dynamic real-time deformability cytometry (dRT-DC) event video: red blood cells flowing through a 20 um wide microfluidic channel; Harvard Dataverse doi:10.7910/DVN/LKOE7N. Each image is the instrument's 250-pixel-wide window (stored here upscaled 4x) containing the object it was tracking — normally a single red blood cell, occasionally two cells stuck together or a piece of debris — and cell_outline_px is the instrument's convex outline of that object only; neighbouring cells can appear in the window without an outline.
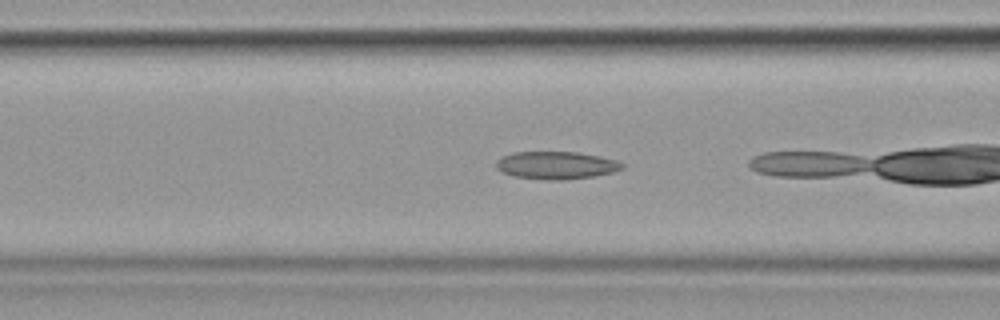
{"species": "common noctule bat (a hibernating species)", "species_latin": "Nyctalus noctula", "temperature_condition": "cold", "stored_images_in_passage": 17, "camera_frame_rate_fps": 3000, "um_per_image_px": 0.085, "animal": {"sex": "female", "body_mass_g": 19.9}, "frame": {"image": 1, "passage_image": 12, "time_ms": 3.667, "image_size_px": [1000, 320], "cell_outline_px": [[624, 168], [612, 172], [592, 176], [564, 180], [544, 180], [512, 176], [496, 168], [496, 160], [512, 152], [580, 152], [600, 156], [616, 160], [624, 164]], "centroid_in_image_um": [47.27, 14.05], "position_along_channel_um": 119.3, "area_um2": 20.35}}
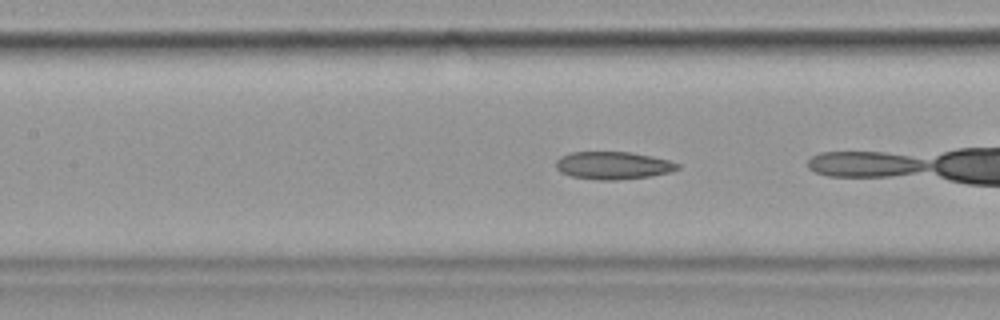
{"frame": {"image": 2, "passage_image": 15, "time_ms": 4.667, "image_size_px": [1000, 320], "cell_outline_px": [[680, 168], [668, 172], [652, 176], [616, 180], [596, 180], [572, 176], [560, 172], [556, 168], [556, 160], [560, 156], [572, 152], [632, 152], [652, 156], [668, 160], [680, 164]], "centroid_in_image_um": [52.1, 14.06], "position_along_channel_um": 155.3, "area_um2": 19.65}}